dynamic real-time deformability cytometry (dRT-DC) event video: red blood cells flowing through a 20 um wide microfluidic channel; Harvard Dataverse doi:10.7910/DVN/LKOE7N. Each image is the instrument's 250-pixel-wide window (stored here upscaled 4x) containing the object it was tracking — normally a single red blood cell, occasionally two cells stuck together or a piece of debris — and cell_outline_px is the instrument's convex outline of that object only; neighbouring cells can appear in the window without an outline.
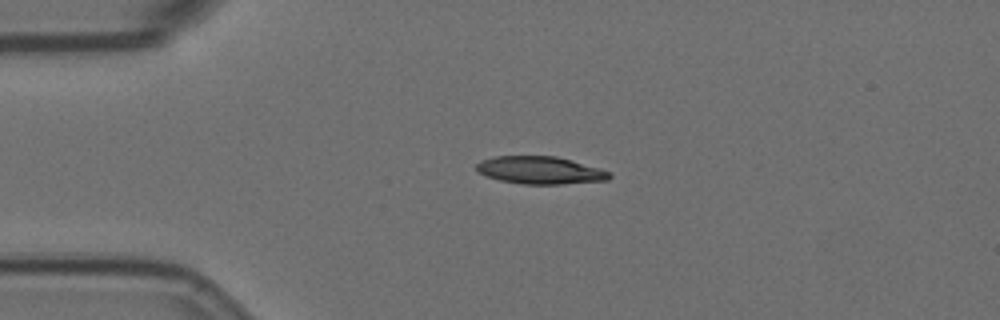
{"species": "Egyptian fruit bat (a non-hibernating species)", "species_latin": "Rousettus aegyptiacus", "temperature_condition": "room temperature", "stored_images_in_passage": 4, "camera_frame_rate_fps": 3000, "um_per_image_px": 0.085, "animal": {"sex": "female"}, "frame": {"image": 1, "passage_image": 3, "time_ms": 0.667, "image_size_px": [1000, 320], "cell_outline_px": [[612, 176], [608, 180], [560, 184], [524, 184], [500, 180], [476, 172], [476, 164], [480, 160], [496, 156], [556, 156], [600, 168], [612, 172]], "centroid_in_image_um": [45.92, 14.47], "position_along_channel_um": 39.1, "area_um2": 21.39}}